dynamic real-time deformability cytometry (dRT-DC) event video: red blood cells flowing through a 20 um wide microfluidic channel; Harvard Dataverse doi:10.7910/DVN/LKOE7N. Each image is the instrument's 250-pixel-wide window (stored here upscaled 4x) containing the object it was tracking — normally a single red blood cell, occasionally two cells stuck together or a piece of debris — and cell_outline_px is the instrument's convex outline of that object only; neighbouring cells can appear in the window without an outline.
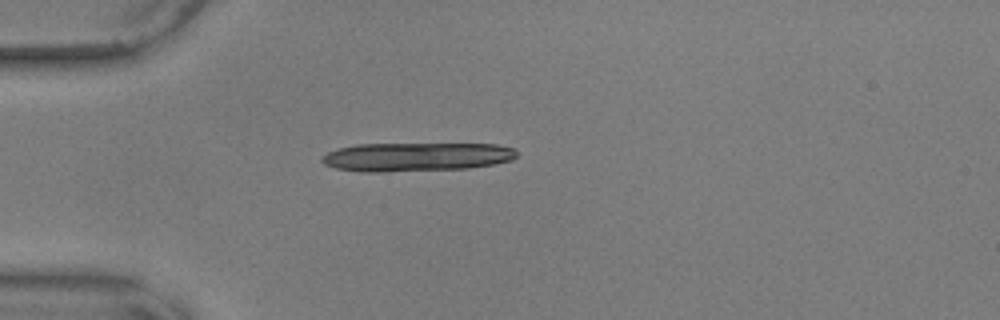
{"species": "common noctule bat (a hibernating species)", "species_latin": "Nyctalus noctula", "temperature_condition": "warm", "stored_images_in_passage": 5, "camera_frame_rate_fps": 3000, "um_per_image_px": 0.085, "animal": {"sex": "male", "body_mass_g": 17.9, "forearm_length_mm": 54.2}, "frame": {"image": 1, "passage_image": 1, "time_ms": 0.0, "image_size_px": [1000, 320], "cell_outline_px": [[516, 156], [512, 160], [492, 164], [468, 168], [380, 172], [360, 172], [336, 168], [324, 164], [320, 160], [320, 156], [328, 152], [340, 148], [356, 144], [496, 144], [516, 148]], "centroid_in_image_um": [35.36, 13.33], "position_along_channel_um": 49.6, "area_um2": 32.71}}